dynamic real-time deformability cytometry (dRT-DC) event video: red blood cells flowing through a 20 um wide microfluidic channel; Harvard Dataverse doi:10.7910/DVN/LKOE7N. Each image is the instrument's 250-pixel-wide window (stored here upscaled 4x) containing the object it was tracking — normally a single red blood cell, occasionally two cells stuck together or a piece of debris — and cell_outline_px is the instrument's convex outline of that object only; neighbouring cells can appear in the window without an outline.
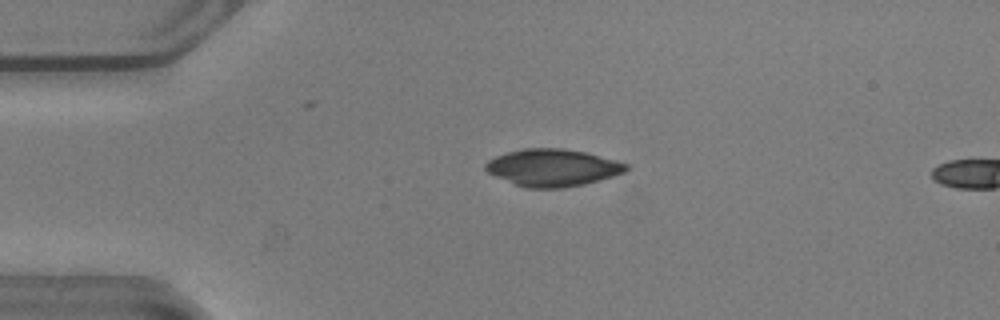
{"species": "common noctule bat (a hibernating species)", "species_latin": "Nyctalus noctula", "temperature_condition": "warm", "stored_images_in_passage": 6, "camera_frame_rate_fps": 3000, "um_per_image_px": 0.085, "animal": {"sex": "male", "body_mass_g": 20.5, "forearm_length_mm": 52.5}, "frame": {"image": 1, "passage_image": 4, "time_ms": 1.0, "image_size_px": [1000, 320], "cell_outline_px": [[628, 168], [624, 172], [600, 180], [584, 184], [564, 188], [528, 188], [516, 184], [496, 176], [488, 172], [484, 168], [484, 164], [488, 160], [496, 156], [508, 152], [524, 148], [564, 148], [584, 152], [616, 160], [628, 164]], "centroid_in_image_um": [46.97, 14.25], "position_along_channel_um": 38.0, "area_um2": 30.29}}